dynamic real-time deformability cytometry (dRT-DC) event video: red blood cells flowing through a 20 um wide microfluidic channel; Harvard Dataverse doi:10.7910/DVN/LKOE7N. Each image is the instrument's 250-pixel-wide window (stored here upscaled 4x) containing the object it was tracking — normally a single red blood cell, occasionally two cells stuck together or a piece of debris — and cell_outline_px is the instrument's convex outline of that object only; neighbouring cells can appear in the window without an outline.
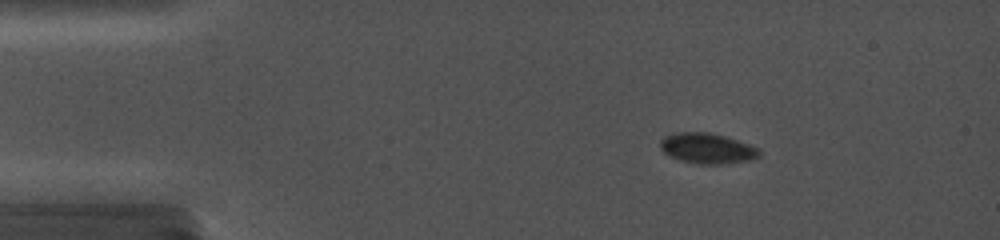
{"species": "common noctule bat (a hibernating species)", "species_latin": "Nyctalus noctula", "temperature_condition": "cold", "stored_images_in_passage": 25, "camera_frame_rate_fps": 5000, "um_per_image_px": 0.085, "animal": {"sex": "female", "body_mass_g": 19.0, "forearm_length_mm": 56.7}, "frame": {"image": 1, "passage_image": 9, "time_ms": 2.6, "image_size_px": [1000, 240], "cell_outline_px": [[760, 156], [752, 160], [720, 164], [700, 164], [680, 160], [668, 156], [660, 148], [660, 140], [664, 136], [676, 132], [708, 132], [724, 136], [760, 148]], "centroid_in_image_um": [60.1, 12.61], "position_along_channel_um": 24.9, "area_um2": 17.63}}
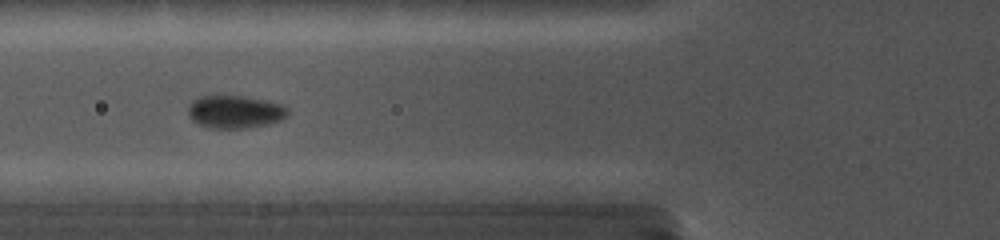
{"frame": {"image": 2, "passage_image": 21, "time_ms": 6.6, "image_size_px": [1000, 240], "cell_outline_px": [[288, 116], [280, 120], [268, 124], [244, 128], [212, 128], [196, 124], [188, 116], [188, 104], [192, 100], [200, 96], [244, 96], [284, 104], [288, 108]], "centroid_in_image_um": [19.96, 9.5], "position_along_channel_um": 105.8, "area_um2": 19.25}}
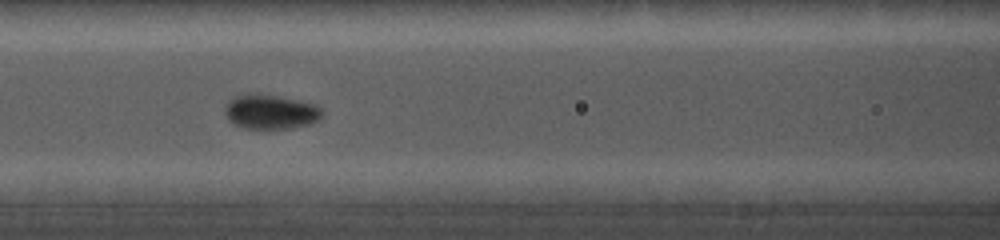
{"frame": {"image": 3, "passage_image": 24, "time_ms": 7.6, "image_size_px": [1000, 240], "cell_outline_px": [[324, 112], [320, 120], [308, 124], [288, 128], [244, 128], [228, 120], [224, 112], [228, 100], [232, 96], [248, 92], [256, 92], [280, 96], [300, 100], [316, 104]], "centroid_in_image_um": [22.99, 9.46], "position_along_channel_um": 143.6, "area_um2": 19.94}}